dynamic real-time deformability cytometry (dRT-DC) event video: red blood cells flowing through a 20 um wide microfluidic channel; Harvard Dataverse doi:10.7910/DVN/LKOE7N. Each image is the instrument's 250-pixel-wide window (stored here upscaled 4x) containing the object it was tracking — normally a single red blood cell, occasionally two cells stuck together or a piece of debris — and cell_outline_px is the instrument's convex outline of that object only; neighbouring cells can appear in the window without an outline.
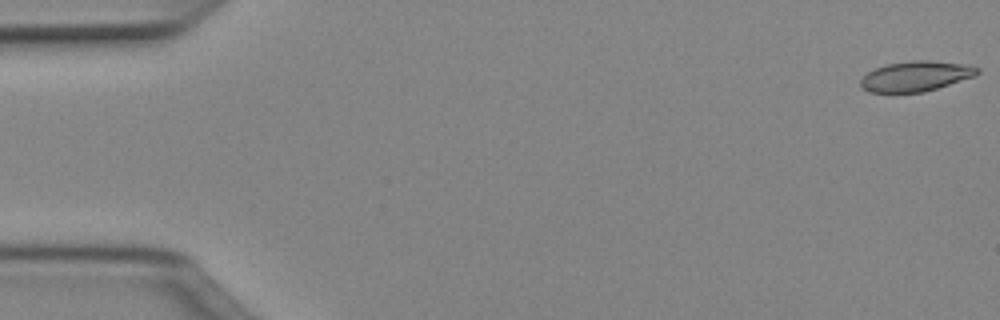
{"species": "Egyptian fruit bat (a non-hibernating species)", "species_latin": "Rousettus aegyptiacus", "temperature_condition": "cold", "stored_images_in_passage": 50, "camera_frame_rate_fps": 3000, "um_per_image_px": 0.085, "animal": {"sex": "female"}, "frame": {"image": 1, "passage_image": 1, "time_ms": 0.0, "image_size_px": [1000, 320], "cell_outline_px": [[980, 72], [976, 76], [924, 92], [868, 92], [860, 84], [860, 80], [868, 72], [876, 68], [888, 64], [912, 60], [928, 60], [968, 64], [980, 68]], "centroid_in_image_um": [77.9, 6.47], "position_along_channel_um": 7.1, "area_um2": 20.52}}
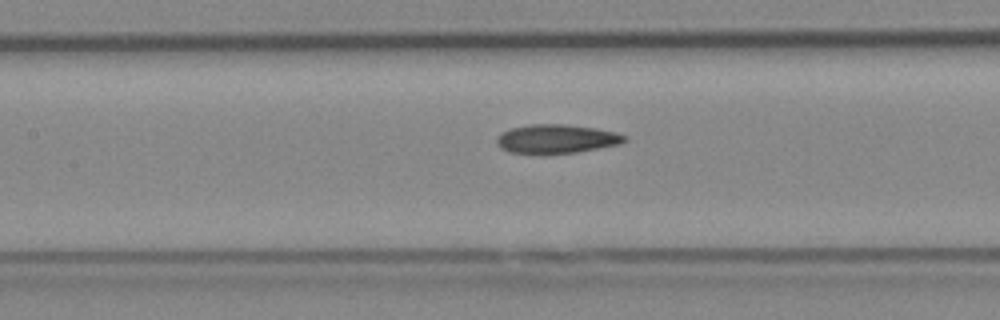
{"frame": {"image": 2, "passage_image": 23, "time_ms": 7.333, "image_size_px": [1000, 320], "cell_outline_px": [[628, 140], [620, 144], [576, 152], [544, 156], [508, 152], [500, 148], [496, 144], [496, 136], [512, 128], [528, 124], [564, 124], [596, 128], [616, 132], [628, 136]], "centroid_in_image_um": [47.28, 11.83], "position_along_channel_um": 160.1, "area_um2": 22.2}}
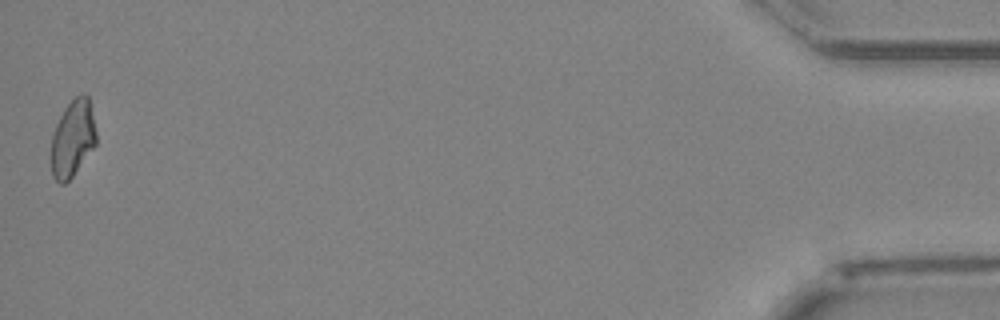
{"frame": {"image": 3, "passage_image": 50, "time_ms": 16.333, "image_size_px": [1000, 320], "cell_outline_px": [[96, 144], [72, 176], [64, 184], [60, 184], [52, 176], [52, 136], [56, 124], [64, 108], [80, 92], [84, 92], [88, 96], [96, 132]], "centroid_in_image_um": [6.18, 11.74], "position_along_channel_um": 429.0, "area_um2": 19.88}}